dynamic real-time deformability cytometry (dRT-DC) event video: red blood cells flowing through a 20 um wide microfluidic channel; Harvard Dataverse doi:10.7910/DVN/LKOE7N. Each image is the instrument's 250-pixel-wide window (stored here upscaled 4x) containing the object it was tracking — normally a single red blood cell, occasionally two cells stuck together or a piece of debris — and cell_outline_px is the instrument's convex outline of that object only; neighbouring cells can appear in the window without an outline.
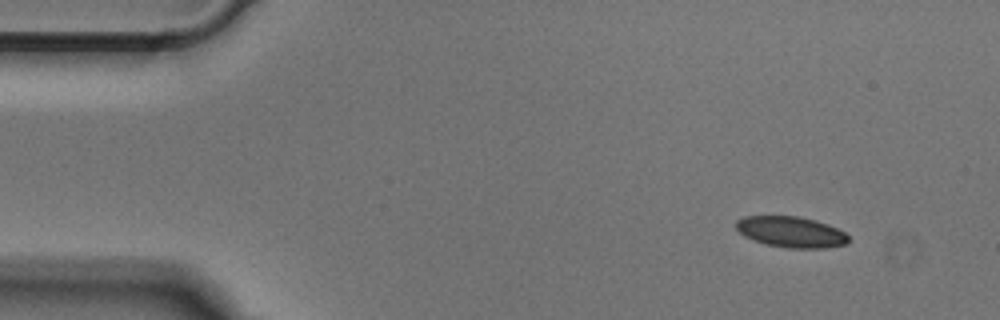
{"species": "Egyptian fruit bat (a non-hibernating species)", "species_latin": "Rousettus aegyptiacus", "temperature_condition": "cold", "stored_images_in_passage": 47, "camera_frame_rate_fps": 3000, "um_per_image_px": 0.085, "animal": {"sex": "male"}, "frame": {"image": 1, "passage_image": 1, "time_ms": 0.0, "image_size_px": [1000, 320], "cell_outline_px": [[848, 244], [824, 248], [788, 248], [768, 244], [744, 236], [736, 228], [736, 220], [744, 216], [800, 216], [816, 220], [828, 224], [844, 232], [848, 236]], "centroid_in_image_um": [67.26, 19.7], "position_along_channel_um": 17.7, "area_um2": 20.17}}
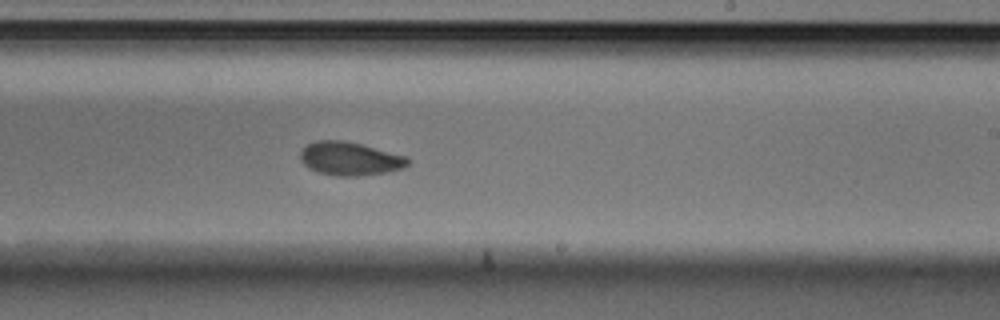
{"frame": {"image": 2, "passage_image": 26, "time_ms": 8.333, "image_size_px": [1000, 320], "cell_outline_px": [[412, 160], [404, 168], [388, 172], [360, 176], [336, 176], [316, 172], [308, 168], [300, 160], [300, 152], [308, 144], [316, 140], [344, 140], [408, 156]], "centroid_in_image_um": [29.76, 13.5], "position_along_channel_um": 259.2, "area_um2": 21.21}}
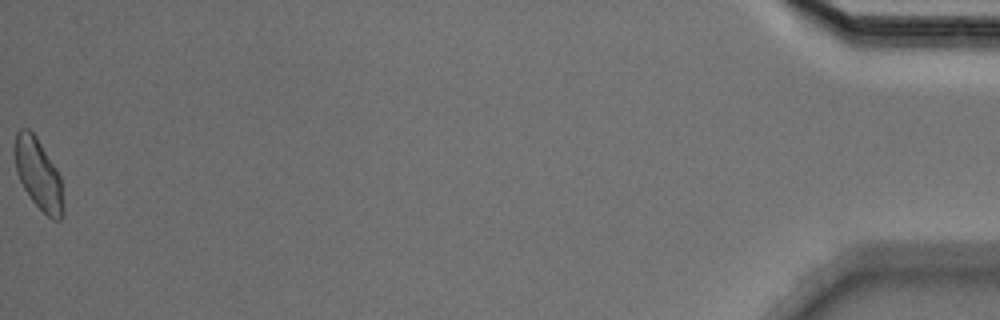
{"frame": {"image": 3, "passage_image": 47, "time_ms": 15.333, "image_size_px": [1000, 320], "cell_outline_px": [[64, 216], [60, 220], [52, 220], [32, 200], [24, 188], [16, 172], [16, 132], [20, 128], [28, 128], [36, 136], [56, 168], [60, 176], [64, 208]], "centroid_in_image_um": [3.3, 14.84], "position_along_channel_um": 431.9, "area_um2": 19.71}}